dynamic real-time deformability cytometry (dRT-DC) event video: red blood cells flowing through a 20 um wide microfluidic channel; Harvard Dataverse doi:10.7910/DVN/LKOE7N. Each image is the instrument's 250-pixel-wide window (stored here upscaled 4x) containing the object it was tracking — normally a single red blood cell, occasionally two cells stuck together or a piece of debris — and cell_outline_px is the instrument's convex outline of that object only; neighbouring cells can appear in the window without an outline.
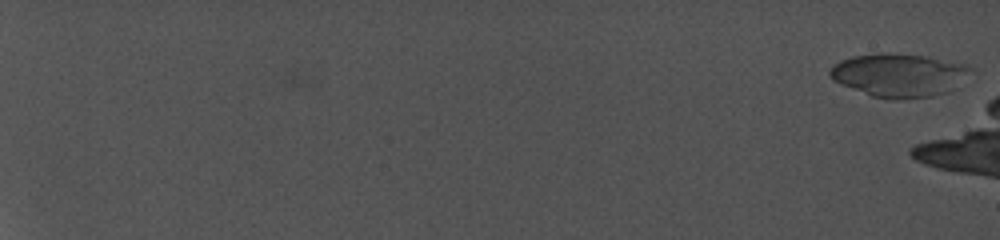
{"species": "common noctule bat (a hibernating species)", "species_latin": "Nyctalus noctula", "temperature_condition": "cold", "stored_images_in_passage": 25, "camera_frame_rate_fps": 5000, "um_per_image_px": 0.085, "animal": {"sex": "female", "body_mass_g": 19.0, "forearm_length_mm": 56.7}, "frame": {"image": 1, "passage_image": 1, "time_ms": 0.0, "image_size_px": [1000, 240], "cell_outline_px": [[972, 68], [948, 92], [932, 96], [896, 100], [892, 100], [872, 96], [840, 84], [832, 80], [828, 76], [828, 72], [832, 64], [840, 60], [852, 56], [928, 56], [968, 64]], "centroid_in_image_um": [76.36, 6.43], "position_along_channel_um": 8.6, "area_um2": 34.51}}